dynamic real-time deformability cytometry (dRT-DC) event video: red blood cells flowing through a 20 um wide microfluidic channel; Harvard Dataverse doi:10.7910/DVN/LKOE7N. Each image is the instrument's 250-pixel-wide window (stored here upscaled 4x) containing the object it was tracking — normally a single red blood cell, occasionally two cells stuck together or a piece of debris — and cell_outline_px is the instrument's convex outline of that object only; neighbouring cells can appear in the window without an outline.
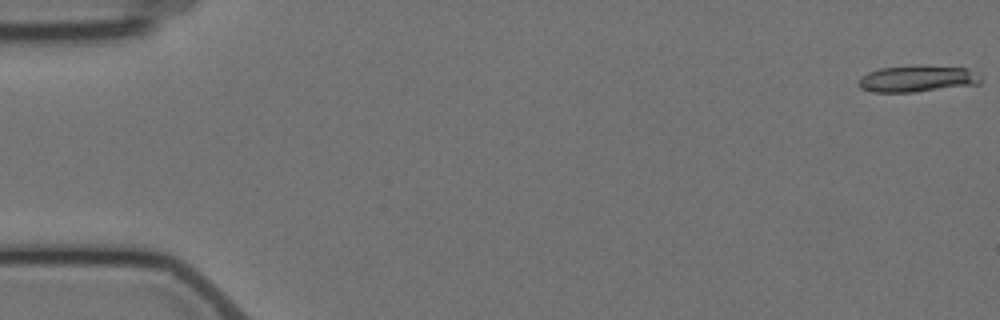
{"species": "Egyptian fruit bat (a non-hibernating species)", "species_latin": "Rousettus aegyptiacus", "temperature_condition": "cold", "stored_images_in_passage": 5, "camera_frame_rate_fps": 3000, "um_per_image_px": 0.085, "animal": {"sex": "female"}, "frame": {"image": 1, "passage_image": 1, "time_ms": 0.0, "image_size_px": [1000, 320], "cell_outline_px": [[980, 84], [912, 92], [872, 92], [860, 88], [856, 84], [868, 72], [880, 68], [912, 64], [920, 64], [968, 68], [980, 72]], "centroid_in_image_um": [78.01, 6.66], "position_along_channel_um": 7.0, "area_um2": 19.36}}